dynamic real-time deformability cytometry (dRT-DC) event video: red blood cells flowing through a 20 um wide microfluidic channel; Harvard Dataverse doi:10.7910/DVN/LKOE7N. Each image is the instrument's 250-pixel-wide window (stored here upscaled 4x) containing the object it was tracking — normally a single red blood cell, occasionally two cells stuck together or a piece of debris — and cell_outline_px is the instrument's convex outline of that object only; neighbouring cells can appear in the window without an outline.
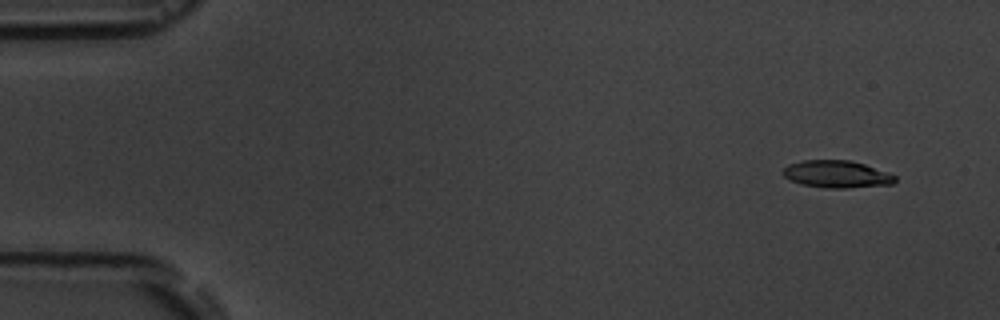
{"species": "common noctule bat (a hibernating species)", "species_latin": "Nyctalus noctula", "temperature_condition": "room temperature", "stored_images_in_passage": 6, "camera_frame_rate_fps": 3000, "um_per_image_px": 0.085, "animal": {"sex": "male", "body_mass_g": 19.5, "forearm_length_mm": 54.6}, "frame": {"image": 1, "passage_image": 2, "time_ms": 1.0, "image_size_px": [1000, 320], "cell_outline_px": [[896, 180], [892, 184], [848, 188], [824, 188], [804, 184], [788, 180], [780, 172], [788, 164], [804, 160], [848, 160], [864, 164], [888, 172], [896, 176]], "centroid_in_image_um": [71.1, 14.8], "position_along_channel_um": 13.9, "area_um2": 17.86}}